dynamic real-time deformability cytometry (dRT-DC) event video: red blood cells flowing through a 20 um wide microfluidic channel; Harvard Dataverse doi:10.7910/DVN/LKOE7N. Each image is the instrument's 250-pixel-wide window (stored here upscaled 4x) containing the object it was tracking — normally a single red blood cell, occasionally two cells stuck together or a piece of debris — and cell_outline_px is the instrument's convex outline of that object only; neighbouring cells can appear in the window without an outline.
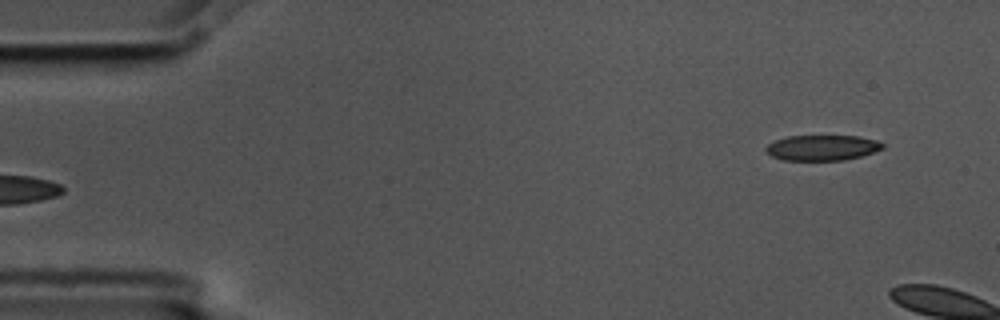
{"species": "common noctule bat (a hibernating species)", "species_latin": "Nyctalus noctula", "temperature_condition": "cold", "stored_images_in_passage": 4, "segment_of_instrument_passage": [2, 2], "camera_frame_rate_fps": 3000, "um_per_image_px": 0.085, "animal": {"sex": "male", "body_mass_g": 17.5, "forearm_length_mm": 52.3}, "frame": {"image": 1, "passage_image": 4, "time_ms": 1.0, "image_size_px": [1000, 320], "cell_outline_px": [[884, 148], [860, 156], [844, 160], [784, 160], [772, 156], [764, 148], [768, 144], [776, 140], [788, 136], [860, 136], [876, 140], [884, 144]], "centroid_in_image_um": [69.89, 12.55], "position_along_channel_um": 15.1, "area_um2": 17.17}}